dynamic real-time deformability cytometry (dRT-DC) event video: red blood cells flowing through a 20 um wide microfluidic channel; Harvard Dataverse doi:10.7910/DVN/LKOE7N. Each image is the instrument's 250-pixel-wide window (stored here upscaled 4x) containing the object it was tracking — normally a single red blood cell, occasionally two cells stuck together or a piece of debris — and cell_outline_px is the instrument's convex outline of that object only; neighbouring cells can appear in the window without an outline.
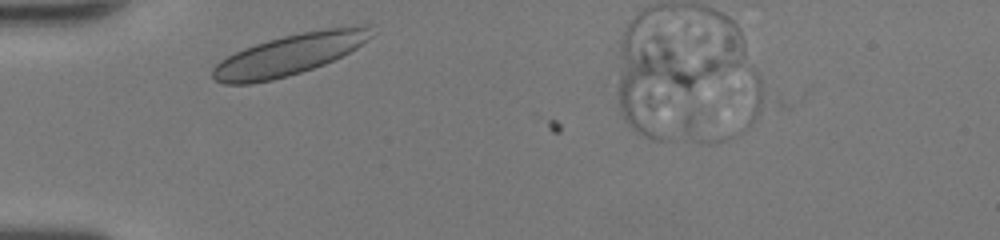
{"species": "human", "species_latin": "Homo sapiens", "temperature_condition": "room temperature", "stored_images_in_passage": 6, "camera_frame_rate_fps": 3000, "um_per_image_px": 0.085, "donor": {"sex": "female"}, "frame": {"image": 1, "passage_image": 2, "time_ms": 0.333, "image_size_px": [1000, 240], "cell_outline_px": [[372, 36], [368, 40], [356, 48], [324, 64], [288, 76], [272, 80], [248, 84], [224, 84], [216, 80], [212, 76], [212, 68], [220, 60], [244, 48], [268, 40], [284, 36], [304, 32], [328, 28], [368, 24]], "centroid_in_image_um": [24.57, 4.65], "position_along_channel_um": 60.4, "area_um2": 37.28}}